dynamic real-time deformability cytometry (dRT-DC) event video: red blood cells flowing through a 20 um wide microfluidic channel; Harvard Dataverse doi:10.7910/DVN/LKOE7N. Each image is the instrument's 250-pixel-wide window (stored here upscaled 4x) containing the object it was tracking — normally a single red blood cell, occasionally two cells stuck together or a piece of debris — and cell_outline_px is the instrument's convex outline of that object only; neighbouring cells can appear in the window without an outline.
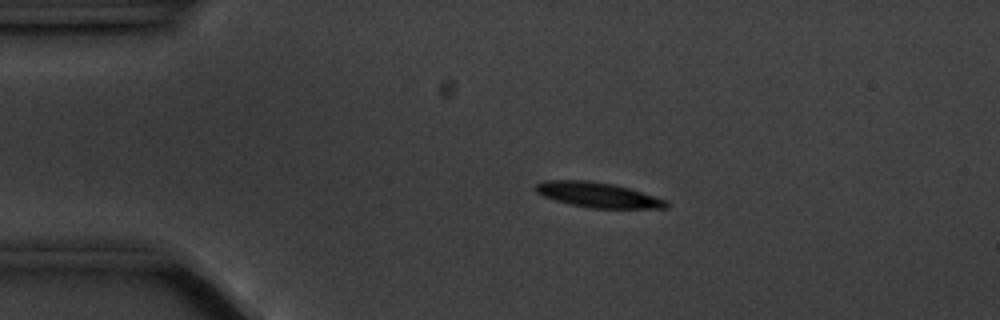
{"species": "common noctule bat (a hibernating species)", "species_latin": "Nyctalus noctula", "temperature_condition": "cold", "stored_images_in_passage": 56, "camera_frame_rate_fps": 3000, "um_per_image_px": 0.085, "animal": {"sex": "male", "body_mass_g": 20.1, "forearm_length_mm": 53.5}, "frame": {"image": 1, "passage_image": 11, "time_ms": 3.333, "image_size_px": [1000, 320], "cell_outline_px": [[668, 208], [592, 208], [572, 204], [556, 200], [544, 196], [536, 192], [532, 188], [536, 184], [544, 180], [584, 180], [616, 184], [668, 200]], "centroid_in_image_um": [50.82, 16.55], "position_along_channel_um": 34.2, "area_um2": 19.07}}
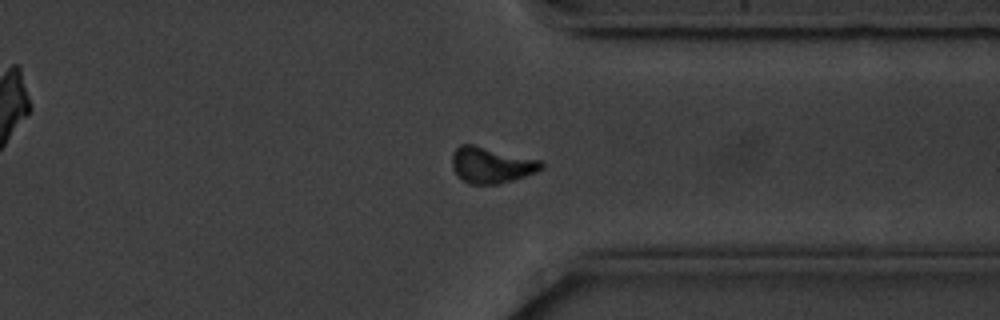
{"frame": {"image": 2, "passage_image": 43, "time_ms": 14.0, "image_size_px": [1000, 320], "cell_outline_px": [[544, 168], [536, 172], [512, 180], [496, 184], [468, 184], [456, 176], [452, 168], [452, 152], [460, 144], [472, 144], [540, 160], [544, 164]], "centroid_in_image_um": [41.72, 14.03], "position_along_channel_um": 369.7, "area_um2": 18.79}}
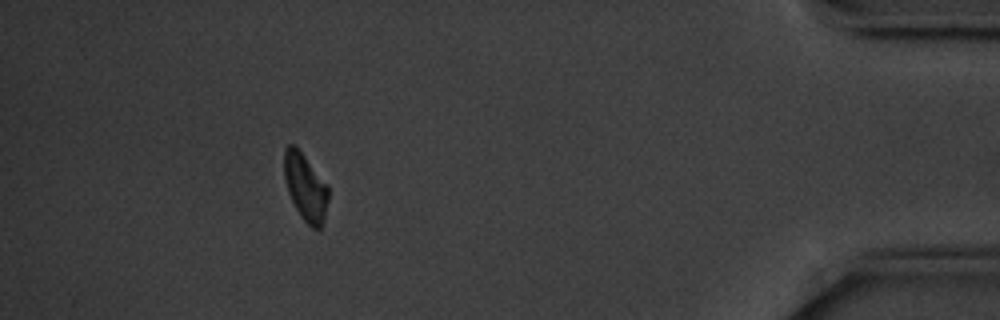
{"frame": {"image": 3, "passage_image": 51, "time_ms": 16.667, "image_size_px": [1000, 320], "cell_outline_px": [[328, 200], [324, 216], [320, 228], [312, 228], [300, 216], [288, 192], [284, 176], [284, 148], [288, 144], [292, 144], [304, 156], [328, 184]], "centroid_in_image_um": [25.95, 15.9], "position_along_channel_um": 409.2, "area_um2": 16.99}, "authors_computed_cell_mechanics": {"area_um2": 18.4382, "velocity_mm_per_s": 3.5102, "shape_relaxation_time_tau1_ms": 1.8185, "shape_relaxation_time_tau2_ms": null, "deformation_change_tau1": 0.1286, "deformation_change_tau2": null}}